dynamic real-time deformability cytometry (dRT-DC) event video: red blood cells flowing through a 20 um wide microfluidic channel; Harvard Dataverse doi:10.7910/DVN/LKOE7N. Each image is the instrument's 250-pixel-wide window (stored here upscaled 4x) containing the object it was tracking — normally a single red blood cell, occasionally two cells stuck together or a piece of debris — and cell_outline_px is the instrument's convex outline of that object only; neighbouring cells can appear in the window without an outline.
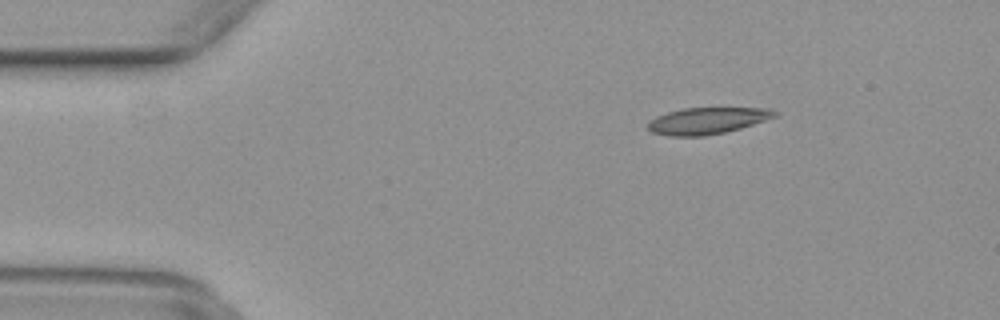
{"species": "common noctule bat (a hibernating species)", "species_latin": "Nyctalus noctula", "temperature_condition": "warm", "stored_images_in_passage": 50, "camera_frame_rate_fps": 3000, "um_per_image_px": 0.085, "animal": {"sex": "female", "body_mass_g": 29.2, "forearm_length_mm": 56.3}, "frame": {"image": 1, "passage_image": 8, "time_ms": 2.333, "image_size_px": [1000, 320], "cell_outline_px": [[780, 116], [740, 128], [724, 132], [704, 136], [668, 136], [652, 132], [648, 128], [648, 120], [656, 116], [668, 112], [684, 108], [772, 108], [780, 112]], "centroid_in_image_um": [60.17, 10.25], "position_along_channel_um": 24.8, "area_um2": 19.83}}
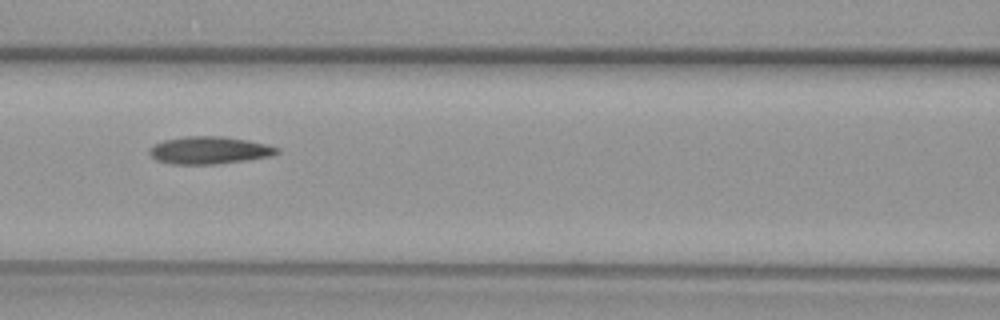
{"frame": {"image": 2, "passage_image": 22, "time_ms": 7.0, "image_size_px": [1000, 320], "cell_outline_px": [[280, 152], [268, 156], [244, 160], [216, 164], [176, 164], [156, 160], [148, 152], [148, 148], [152, 144], [164, 140], [184, 136], [224, 136], [248, 140], [280, 148]], "centroid_in_image_um": [17.74, 12.76], "position_along_channel_um": 148.9, "area_um2": 20.35}}
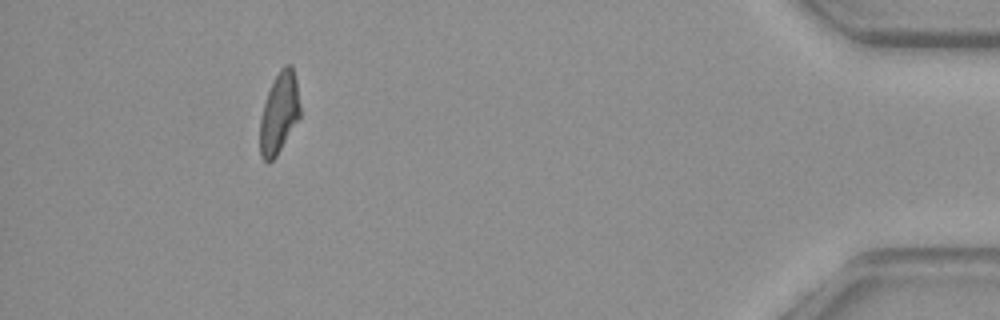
{"frame": {"image": 3, "passage_image": 46, "time_ms": 15.0, "image_size_px": [1000, 320], "cell_outline_px": [[300, 116], [276, 156], [268, 164], [260, 156], [260, 120], [264, 104], [268, 92], [280, 68], [284, 64], [292, 64], [296, 80], [300, 104]], "centroid_in_image_um": [23.73, 9.6], "position_along_channel_um": 411.5, "area_um2": 18.73}}